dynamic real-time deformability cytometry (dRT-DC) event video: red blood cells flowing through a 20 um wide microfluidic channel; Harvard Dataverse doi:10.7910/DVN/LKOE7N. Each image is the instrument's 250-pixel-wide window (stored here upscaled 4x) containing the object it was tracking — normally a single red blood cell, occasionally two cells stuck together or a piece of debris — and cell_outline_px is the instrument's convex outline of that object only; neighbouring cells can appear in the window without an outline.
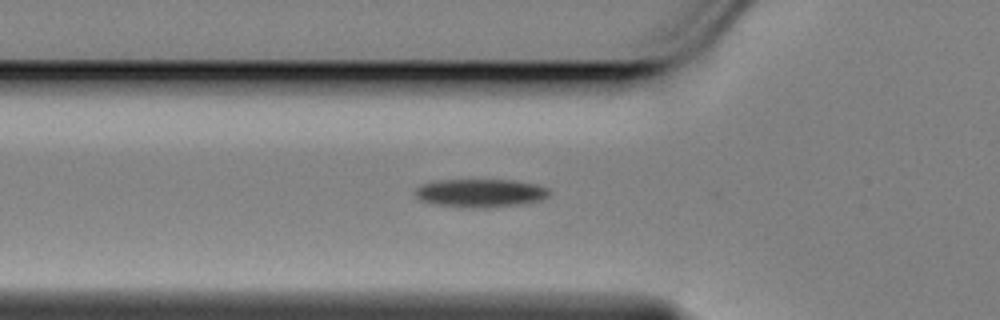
{"species": "Egyptian fruit bat (a non-hibernating species)", "species_latin": "Rousettus aegyptiacus", "temperature_condition": "cold", "stored_images_in_passage": 34, "camera_frame_rate_fps": 3000, "um_per_image_px": 0.085, "animal": {"sex": "female"}, "frame": {"image": 1, "passage_image": 2, "time_ms": 0.333, "image_size_px": [1000, 320], "cell_outline_px": [[548, 196], [540, 200], [520, 204], [484, 208], [472, 208], [432, 204], [420, 200], [412, 192], [420, 184], [436, 180], [512, 180], [536, 184], [548, 188]], "centroid_in_image_um": [40.76, 16.41], "position_along_channel_um": 85.0, "area_um2": 22.2}}
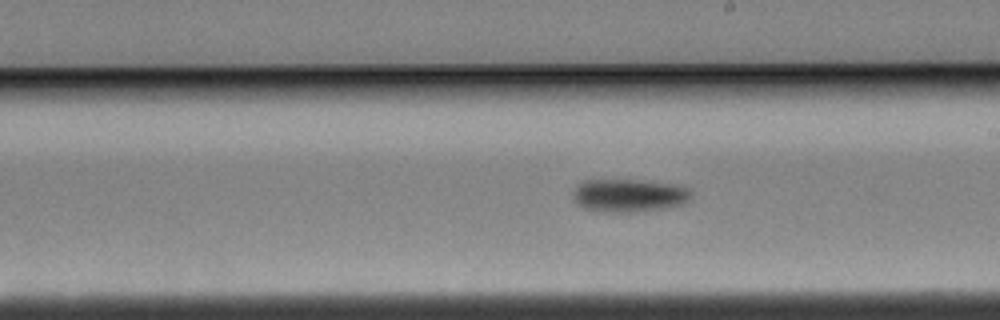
{"frame": {"image": 2, "passage_image": 15, "time_ms": 4.667, "image_size_px": [1000, 320], "cell_outline_px": [[692, 192], [688, 204], [636, 212], [600, 212], [584, 208], [576, 204], [572, 192], [576, 184], [584, 180], [636, 180], [672, 184], [684, 188]], "centroid_in_image_um": [53.42, 16.62], "position_along_channel_um": 235.6, "area_um2": 22.89}}
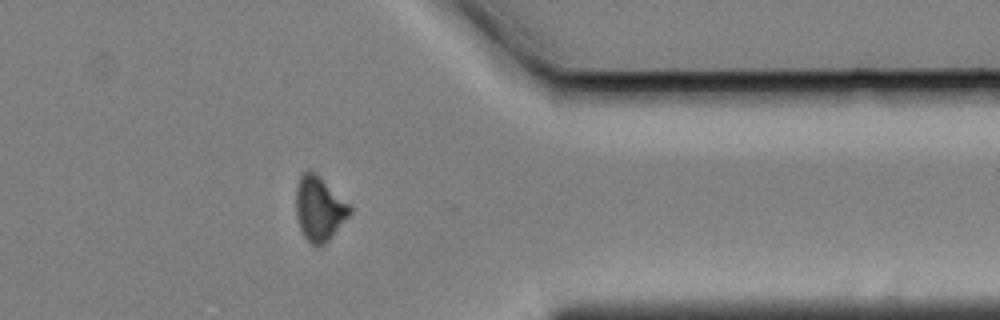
{"frame": {"image": 3, "passage_image": 29, "time_ms": 9.333, "image_size_px": [1000, 320], "cell_outline_px": [[352, 212], [328, 240], [324, 244], [316, 248], [304, 236], [300, 228], [296, 216], [296, 188], [300, 176], [304, 172], [312, 172], [352, 204]], "centroid_in_image_um": [27.15, 17.77], "position_along_channel_um": 384.2, "area_um2": 19.94}}